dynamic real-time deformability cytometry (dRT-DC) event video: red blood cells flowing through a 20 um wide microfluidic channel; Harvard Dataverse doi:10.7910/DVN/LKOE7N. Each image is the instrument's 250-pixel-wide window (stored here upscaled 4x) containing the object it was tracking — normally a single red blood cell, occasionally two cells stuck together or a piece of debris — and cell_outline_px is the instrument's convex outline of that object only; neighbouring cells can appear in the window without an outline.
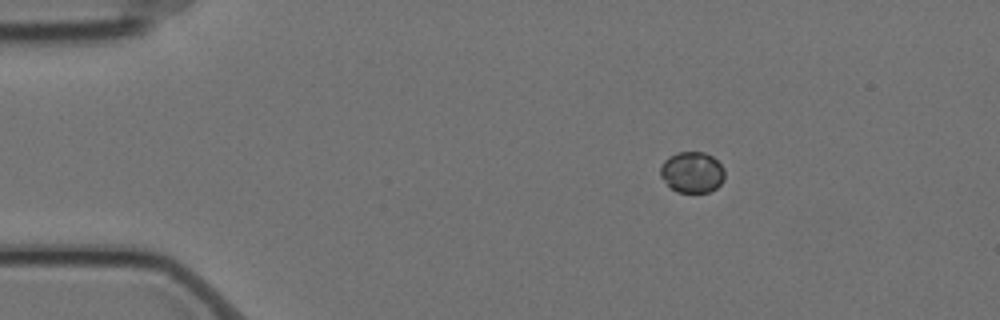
{"species": "Egyptian fruit bat (a non-hibernating species)", "species_latin": "Rousettus aegyptiacus", "temperature_condition": "cold", "stored_images_in_passage": 5, "camera_frame_rate_fps": 3000, "um_per_image_px": 0.085, "animal": {"sex": "female"}, "frame": {"image": 1, "passage_image": 3, "time_ms": 0.667, "image_size_px": [1000, 320], "cell_outline_px": [[724, 180], [716, 188], [708, 192], [676, 192], [660, 176], [660, 168], [664, 160], [668, 156], [680, 152], [704, 152], [712, 156], [724, 168]], "centroid_in_image_um": [58.83, 14.63], "position_along_channel_um": 26.2, "area_um2": 15.32}}